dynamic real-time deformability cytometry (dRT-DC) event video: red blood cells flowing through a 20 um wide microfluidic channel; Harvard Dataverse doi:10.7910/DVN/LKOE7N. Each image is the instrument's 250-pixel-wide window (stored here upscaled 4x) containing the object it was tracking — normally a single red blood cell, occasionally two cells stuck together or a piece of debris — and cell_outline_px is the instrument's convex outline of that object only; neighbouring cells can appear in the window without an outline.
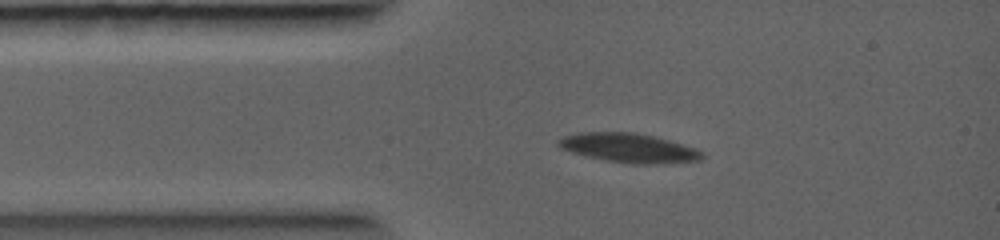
{"species": "common noctule bat (a hibernating species)", "species_latin": "Nyctalus noctula", "temperature_condition": "warm", "stored_images_in_passage": 21, "camera_frame_rate_fps": 5000, "um_per_image_px": 0.085, "animal": {"sex": "female", "body_mass_g": 19.0, "forearm_length_mm": 56.7}, "frame": {"image": 1, "passage_image": 2, "time_ms": 0.8, "image_size_px": [1000, 240], "cell_outline_px": [[704, 156], [700, 160], [664, 164], [632, 164], [604, 160], [584, 156], [560, 148], [556, 144], [556, 140], [564, 136], [576, 132], [636, 132], [668, 140], [696, 148], [704, 152]], "centroid_in_image_um": [53.43, 12.58], "position_along_channel_um": 31.6, "area_um2": 24.74}}
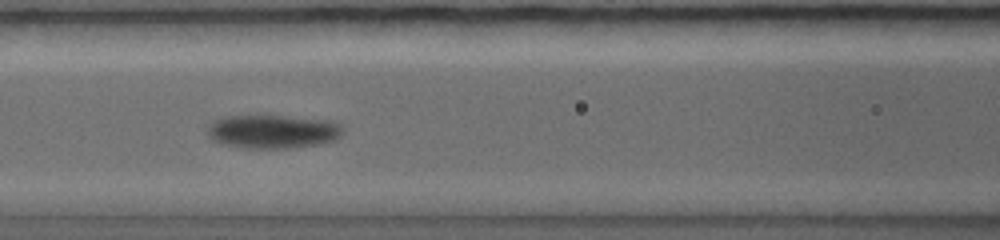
{"frame": {"image": 2, "passage_image": 7, "time_ms": 3.0, "image_size_px": [1000, 240], "cell_outline_px": [[344, 132], [340, 136], [332, 140], [316, 144], [292, 148], [244, 148], [224, 144], [212, 140], [208, 136], [208, 124], [212, 120], [224, 116], [284, 116], [332, 120], [340, 124], [344, 128]], "centroid_in_image_um": [23.17, 11.17], "position_along_channel_um": 143.4, "area_um2": 26.65}}
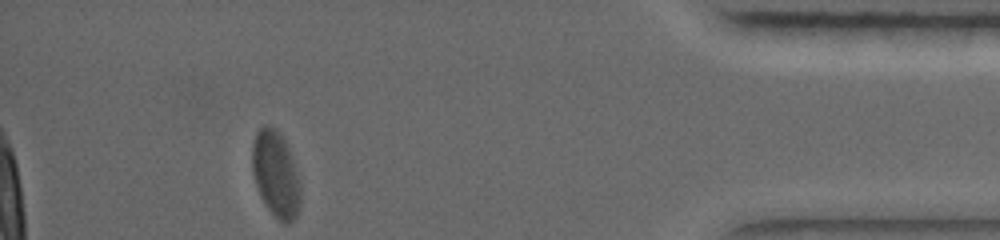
{"frame": {"image": 3, "passage_image": 21, "time_ms": 8.6, "image_size_px": [1000, 240], "cell_outline_px": [[300, 208], [296, 216], [288, 224], [284, 224], [268, 208], [260, 196], [252, 172], [252, 144], [256, 132], [264, 124], [268, 124], [276, 128], [280, 132], [288, 148], [300, 180]], "centroid_in_image_um": [23.44, 14.78], "position_along_channel_um": 411.8, "area_um2": 24.28}}